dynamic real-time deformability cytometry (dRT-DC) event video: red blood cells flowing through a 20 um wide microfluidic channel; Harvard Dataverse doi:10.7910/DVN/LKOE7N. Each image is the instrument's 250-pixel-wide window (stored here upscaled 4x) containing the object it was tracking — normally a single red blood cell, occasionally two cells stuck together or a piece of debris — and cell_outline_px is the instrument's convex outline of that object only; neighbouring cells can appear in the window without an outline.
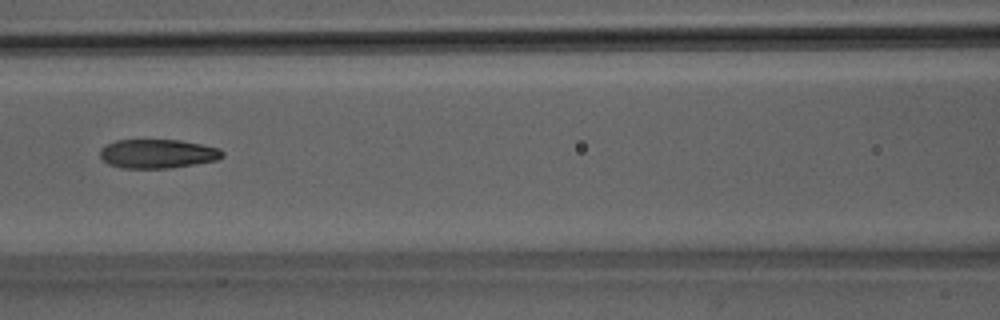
{"species": "Egyptian fruit bat (a non-hibernating species)", "species_latin": "Rousettus aegyptiacus", "temperature_condition": "room temperature", "stored_images_in_passage": 44, "camera_frame_rate_fps": 3000, "um_per_image_px": 0.085, "animal": {"sex": "male"}, "frame": {"image": 1, "passage_image": 17, "time_ms": 5.333, "image_size_px": [1000, 320], "cell_outline_px": [[224, 156], [216, 160], [168, 168], [120, 168], [108, 164], [100, 156], [100, 148], [116, 140], [180, 140], [220, 148], [224, 152]], "centroid_in_image_um": [13.38, 13.06], "position_along_channel_um": 153.2, "area_um2": 20.58}}
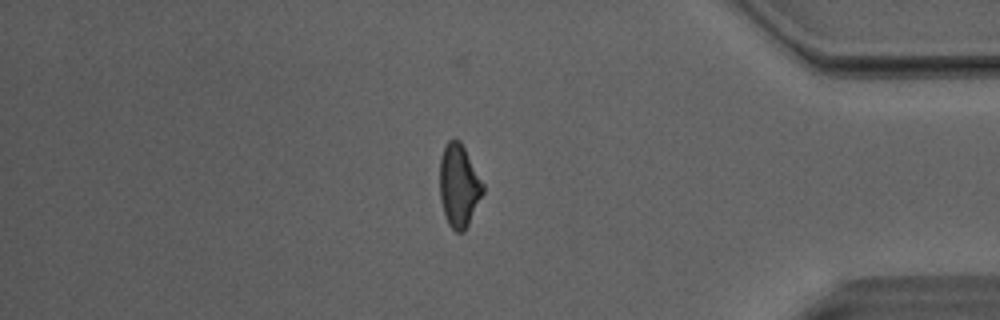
{"frame": {"image": 2, "passage_image": 37, "time_ms": 12.0, "image_size_px": [1000, 320], "cell_outline_px": [[484, 192], [464, 232], [456, 232], [448, 224], [440, 200], [440, 156], [448, 140], [460, 140], [484, 184]], "centroid_in_image_um": [39.01, 15.78], "position_along_channel_um": 396.2, "area_um2": 20.69}}
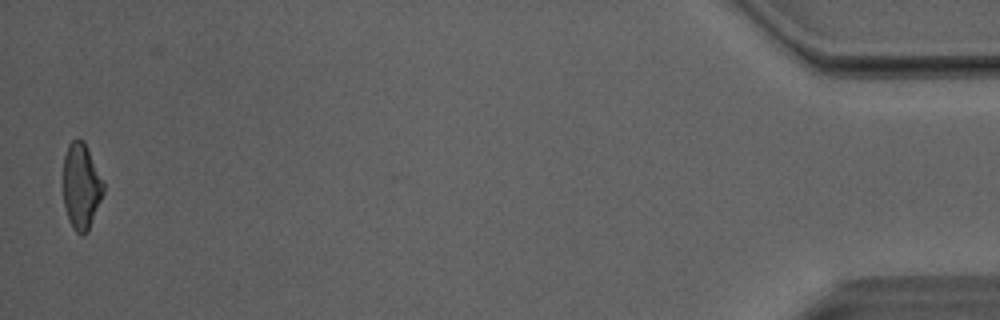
{"frame": {"image": 3, "passage_image": 44, "time_ms": 14.333, "image_size_px": [1000, 320], "cell_outline_px": [[104, 192], [88, 232], [84, 236], [80, 236], [72, 228], [68, 220], [64, 204], [64, 156], [68, 144], [72, 140], [84, 140], [88, 148], [104, 184]], "centroid_in_image_um": [6.91, 15.87], "position_along_channel_um": 428.3, "area_um2": 20.17}, "authors_computed_cell_mechanics": {"area_um2": 21.097, "velocity_mm_per_s": 4.1013, "shape_relaxation_time_tau1_ms": 4.3064, "shape_relaxation_time_tau2_ms": 1.7285, "deformation_change_tau1": 0.1857, "deformation_change_tau2": 0.1005}}